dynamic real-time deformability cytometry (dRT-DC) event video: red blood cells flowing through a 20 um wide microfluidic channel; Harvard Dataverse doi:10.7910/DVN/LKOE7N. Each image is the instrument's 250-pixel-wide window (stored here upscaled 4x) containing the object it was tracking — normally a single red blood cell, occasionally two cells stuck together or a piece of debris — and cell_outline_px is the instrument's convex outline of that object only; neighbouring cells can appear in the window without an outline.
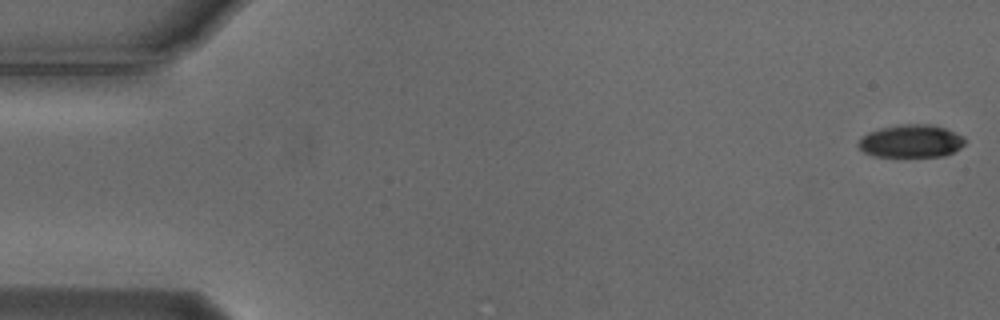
{"species": "Egyptian fruit bat (a non-hibernating species)", "species_latin": "Rousettus aegyptiacus", "temperature_condition": "cold", "stored_images_in_passage": 13, "camera_frame_rate_fps": 3000, "um_per_image_px": 0.085, "animal": {"sex": "male"}, "frame": {"image": 1, "passage_image": 1, "time_ms": 0.0, "image_size_px": [1000, 320], "cell_outline_px": [[964, 144], [960, 148], [944, 156], [876, 156], [864, 152], [856, 144], [868, 132], [880, 128], [904, 124], [928, 124], [944, 128], [964, 136]], "centroid_in_image_um": [77.44, 11.99], "position_along_channel_um": 7.6, "area_um2": 20.11}}